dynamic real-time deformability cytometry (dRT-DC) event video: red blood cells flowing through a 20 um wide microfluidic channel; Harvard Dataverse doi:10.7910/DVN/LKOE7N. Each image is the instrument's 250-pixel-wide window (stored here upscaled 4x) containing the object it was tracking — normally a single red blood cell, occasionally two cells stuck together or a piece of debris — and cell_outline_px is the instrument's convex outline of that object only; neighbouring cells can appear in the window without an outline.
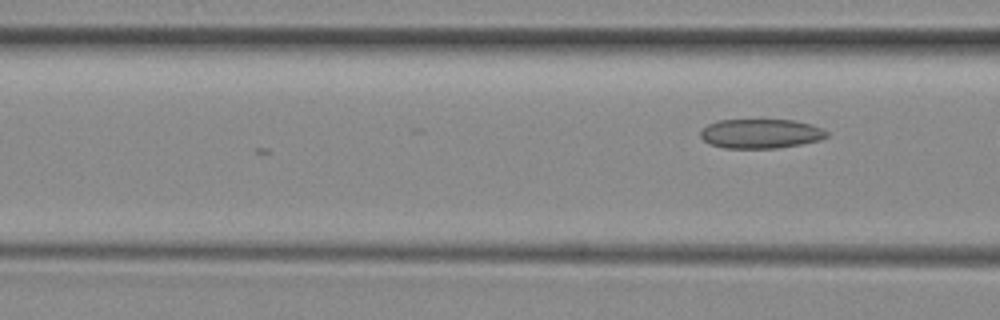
{"species": "common noctule bat (a hibernating species)", "species_latin": "Nyctalus noctula", "temperature_condition": "room temperature", "stored_images_in_passage": 5, "camera_frame_rate_fps": 3000, "um_per_image_px": 0.085, "animal": {"sex": "female", "body_mass_g": 29.2, "forearm_length_mm": 56.3}, "frame": {"image": 1, "passage_image": 5, "time_ms": 1.333, "image_size_px": [1000, 320], "cell_outline_px": [[828, 136], [820, 140], [800, 144], [776, 148], [724, 148], [708, 144], [700, 136], [700, 132], [708, 124], [716, 120], [796, 120], [824, 128], [828, 132]], "centroid_in_image_um": [64.66, 11.36], "position_along_channel_um": 101.9, "area_um2": 21.73}}